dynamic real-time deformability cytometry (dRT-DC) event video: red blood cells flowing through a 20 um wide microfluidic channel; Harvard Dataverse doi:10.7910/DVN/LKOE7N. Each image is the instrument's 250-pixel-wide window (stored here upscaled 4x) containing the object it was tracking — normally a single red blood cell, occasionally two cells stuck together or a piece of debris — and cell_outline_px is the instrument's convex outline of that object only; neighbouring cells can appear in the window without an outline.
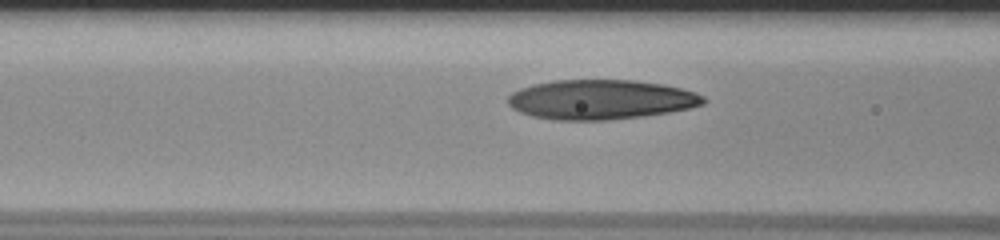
{"species": "human", "species_latin": "Homo sapiens", "temperature_condition": "room temperature", "stored_images_in_passage": 29, "camera_frame_rate_fps": 3000, "um_per_image_px": 0.085, "donor": {"sex": "male"}, "frame": {"image": 1, "passage_image": 6, "time_ms": 1.667, "image_size_px": [1000, 240], "cell_outline_px": [[708, 100], [704, 104], [688, 108], [668, 112], [644, 116], [608, 120], [552, 120], [532, 116], [520, 112], [512, 108], [508, 104], [508, 96], [512, 92], [520, 88], [536, 84], [556, 80], [632, 80], [664, 84], [696, 92], [704, 96]], "centroid_in_image_um": [51.08, 8.46], "position_along_channel_um": 115.5, "area_um2": 45.26}}
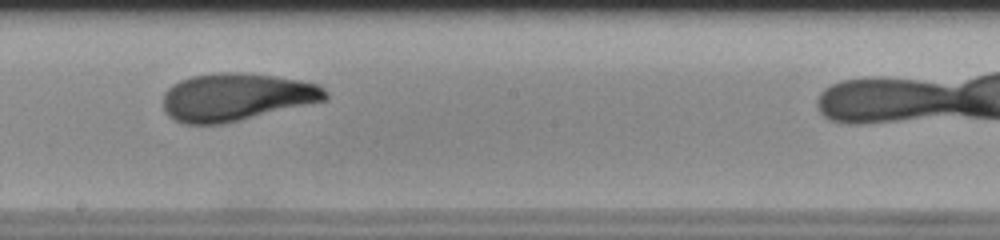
{"frame": {"image": 2, "passage_image": 15, "time_ms": 4.667, "image_size_px": [1000, 240], "cell_outline_px": [[328, 100], [240, 120], [220, 124], [184, 124], [168, 116], [164, 112], [164, 92], [172, 84], [180, 80], [192, 76], [216, 72], [248, 72], [300, 80], [320, 84], [328, 92]], "centroid_in_image_um": [20.1, 8.23], "position_along_channel_um": 228.1, "area_um2": 45.43}}
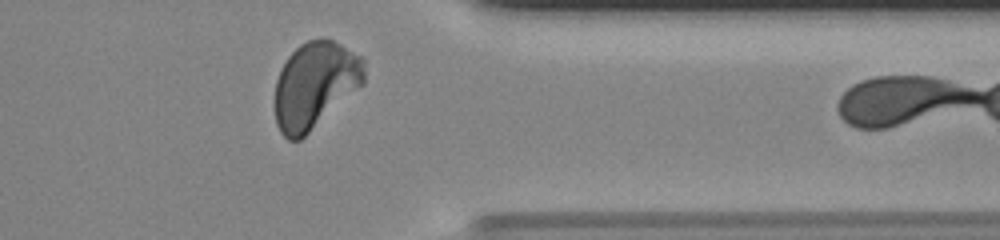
{"frame": {"image": 3, "passage_image": 28, "time_ms": 9.0, "image_size_px": [1000, 240], "cell_outline_px": [[364, 84], [300, 140], [288, 140], [280, 132], [276, 124], [276, 80], [280, 68], [288, 56], [300, 44], [308, 40], [332, 40], [340, 44], [360, 56], [364, 60]], "centroid_in_image_um": [26.77, 7.24], "position_along_channel_um": 384.6, "area_um2": 44.74}}